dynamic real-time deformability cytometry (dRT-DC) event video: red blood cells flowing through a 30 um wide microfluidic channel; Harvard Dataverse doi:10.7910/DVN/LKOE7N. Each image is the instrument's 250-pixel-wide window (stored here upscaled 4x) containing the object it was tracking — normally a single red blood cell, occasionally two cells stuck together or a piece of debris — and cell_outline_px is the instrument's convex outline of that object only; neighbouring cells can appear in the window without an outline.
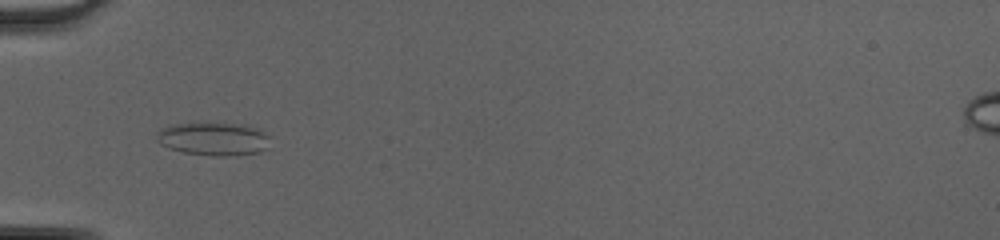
{"species": "common noctule bat (a hibernating species)", "species_latin": "Nyctalus noctula", "temperature_condition": "cold", "stored_images_in_passage": 33, "camera_frame_rate_fps": 3000, "um_per_image_px": 0.085, "animal": {"sex": "female", "body_mass_g": 20.0, "forearm_length_mm": 54.0}, "frame": {"image": 1, "passage_image": 2, "time_ms": 0.333, "image_size_px": [1000, 240], "cell_outline_px": [[268, 148], [260, 152], [224, 156], [212, 156], [184, 152], [168, 148], [160, 144], [156, 140], [156, 132], [160, 128], [176, 124], [244, 124], [256, 128], [264, 132], [268, 136]], "centroid_in_image_um": [18.12, 11.82], "position_along_channel_um": 66.9, "area_um2": 21.73}}
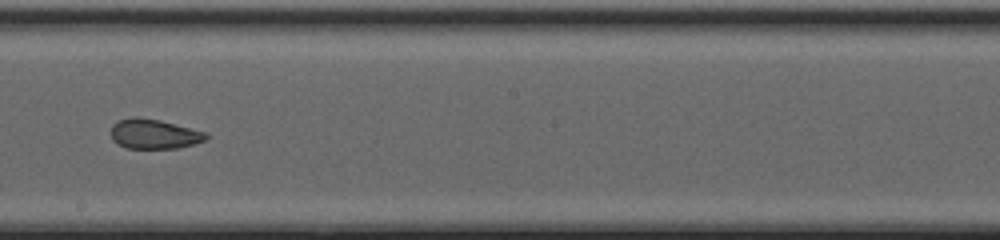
{"frame": {"image": 2, "passage_image": 14, "time_ms": 4.333, "image_size_px": [1000, 240], "cell_outline_px": [[208, 136], [204, 140], [180, 148], [124, 148], [116, 144], [112, 140], [112, 124], [120, 120], [132, 116], [136, 116], [160, 120], [208, 132]], "centroid_in_image_um": [13.08, 11.38], "position_along_channel_um": 235.1, "area_um2": 16.59}}
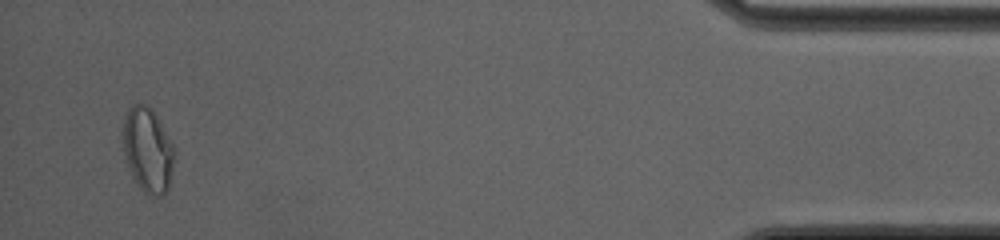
{"frame": {"image": 3, "passage_image": 32, "time_ms": 10.333, "image_size_px": [1000, 240], "cell_outline_px": [[176, 152], [168, 188], [164, 196], [148, 196], [140, 188], [132, 176], [124, 156], [120, 140], [120, 136], [124, 116], [128, 108], [132, 104], [148, 104], [152, 108], [172, 144]], "centroid_in_image_um": [12.51, 12.73], "position_along_channel_um": 422.7, "area_um2": 26.01}, "authors_computed_cell_mechanics": {"area_um2": 17.5134, "velocity_mm_per_s": 4.2742, "shape_relaxation_time_tau1_ms": null, "shape_relaxation_time_tau2_ms": 1.3157, "deformation_change_tau1": null, "deformation_change_tau2": 0.0732}}